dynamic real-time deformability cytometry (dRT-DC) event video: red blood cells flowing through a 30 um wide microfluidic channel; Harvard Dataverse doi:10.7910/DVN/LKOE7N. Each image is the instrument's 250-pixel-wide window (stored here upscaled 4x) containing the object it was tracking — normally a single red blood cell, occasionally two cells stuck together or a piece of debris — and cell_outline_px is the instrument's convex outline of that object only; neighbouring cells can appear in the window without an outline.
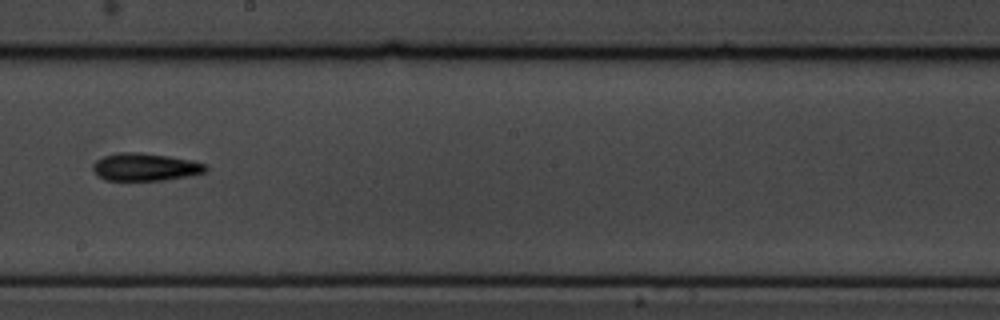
{"species": "common noctule bat (a hibernating species)", "species_latin": "Nyctalus noctula", "temperature_condition": "cold", "stored_images_in_passage": 16, "camera_frame_rate_fps": 3000, "um_per_image_px": 0.085, "animal": {"sex": "male", "body_mass_g": 19.5, "forearm_length_mm": 54.6}, "frame": {"image": 1, "passage_image": 10, "time_ms": 11.0, "image_size_px": [1000, 320], "cell_outline_px": [[208, 168], [204, 172], [188, 176], [164, 180], [104, 180], [92, 168], [92, 164], [96, 160], [104, 156], [116, 152], [140, 152], [168, 156], [192, 160], [204, 164]], "centroid_in_image_um": [12.32, 14.18], "position_along_channel_um": 235.9, "area_um2": 18.09}}
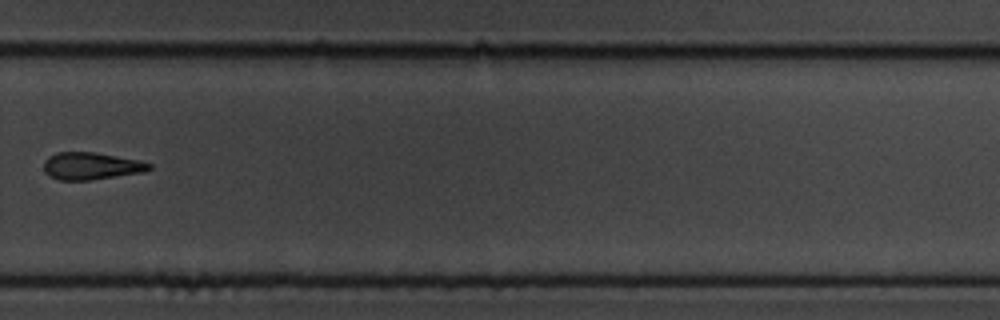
{"frame": {"image": 2, "passage_image": 12, "time_ms": 13.333, "image_size_px": [1000, 320], "cell_outline_px": [[152, 168], [144, 172], [92, 180], [60, 180], [48, 176], [44, 172], [44, 160], [48, 156], [56, 152], [96, 152], [140, 160], [152, 164]], "centroid_in_image_um": [7.74, 14.11], "position_along_channel_um": 322.1, "area_um2": 16.99}}